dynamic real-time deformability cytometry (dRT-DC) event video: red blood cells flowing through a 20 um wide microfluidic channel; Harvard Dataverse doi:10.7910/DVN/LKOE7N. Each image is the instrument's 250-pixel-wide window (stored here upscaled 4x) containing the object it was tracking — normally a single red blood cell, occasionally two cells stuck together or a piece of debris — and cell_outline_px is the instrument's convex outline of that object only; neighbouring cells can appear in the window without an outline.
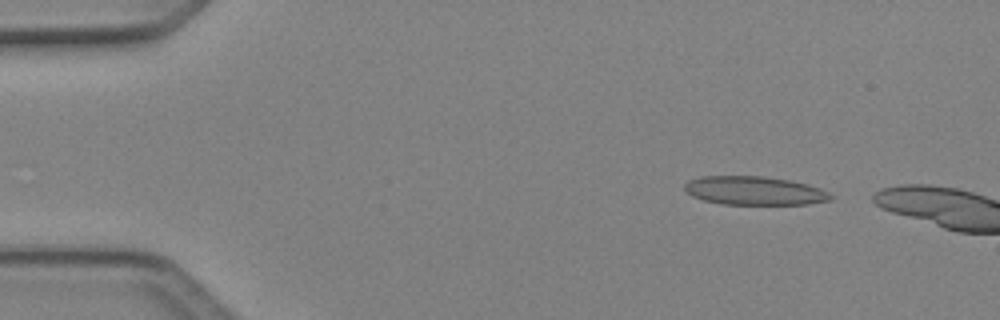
{"species": "Egyptian fruit bat (a non-hibernating species)", "species_latin": "Rousettus aegyptiacus", "temperature_condition": "cold", "stored_images_in_passage": 4, "camera_frame_rate_fps": 3000, "um_per_image_px": 0.085, "animal": {"sex": "female"}, "frame": {"image": 1, "passage_image": 2, "time_ms": 0.333, "image_size_px": [1000, 320], "cell_outline_px": [[832, 200], [808, 204], [724, 204], [704, 200], [692, 196], [684, 188], [684, 184], [688, 180], [700, 176], [764, 176], [788, 180], [808, 184], [820, 188], [828, 192], [832, 196]], "centroid_in_image_um": [64.12, 16.2], "position_along_channel_um": 20.9, "area_um2": 24.33}}